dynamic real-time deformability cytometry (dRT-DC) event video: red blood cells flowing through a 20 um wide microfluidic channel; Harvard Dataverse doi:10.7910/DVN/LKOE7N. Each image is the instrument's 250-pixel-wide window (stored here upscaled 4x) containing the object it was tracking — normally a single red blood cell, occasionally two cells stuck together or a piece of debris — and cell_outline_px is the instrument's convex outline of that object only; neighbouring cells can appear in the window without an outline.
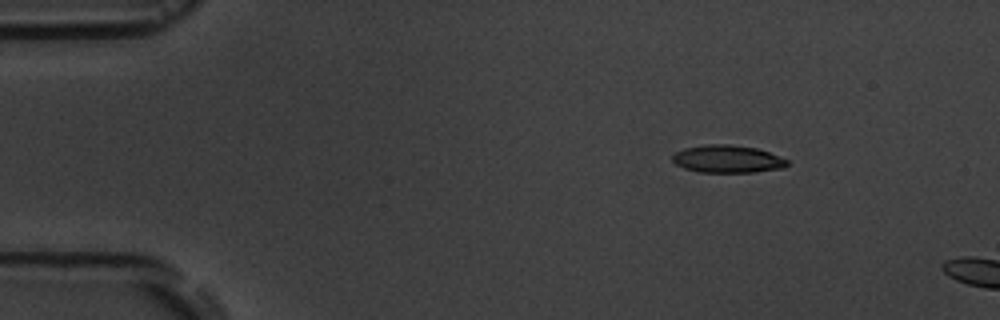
{"species": "common noctule bat (a hibernating species)", "species_latin": "Nyctalus noctula", "temperature_condition": "room temperature", "stored_images_in_passage": 2, "camera_frame_rate_fps": 3000, "um_per_image_px": 0.085, "animal": {"sex": "male", "body_mass_g": 19.5, "forearm_length_mm": 54.6}, "frame": {"image": 1, "passage_image": 1, "time_ms": 0.0, "image_size_px": [1000, 320], "cell_outline_px": [[788, 164], [784, 168], [756, 172], [700, 172], [684, 168], [676, 164], [672, 160], [672, 156], [676, 152], [684, 148], [704, 144], [728, 144], [756, 148], [768, 152], [788, 160]], "centroid_in_image_um": [61.83, 13.51], "position_along_channel_um": 23.2, "area_um2": 18.44}}